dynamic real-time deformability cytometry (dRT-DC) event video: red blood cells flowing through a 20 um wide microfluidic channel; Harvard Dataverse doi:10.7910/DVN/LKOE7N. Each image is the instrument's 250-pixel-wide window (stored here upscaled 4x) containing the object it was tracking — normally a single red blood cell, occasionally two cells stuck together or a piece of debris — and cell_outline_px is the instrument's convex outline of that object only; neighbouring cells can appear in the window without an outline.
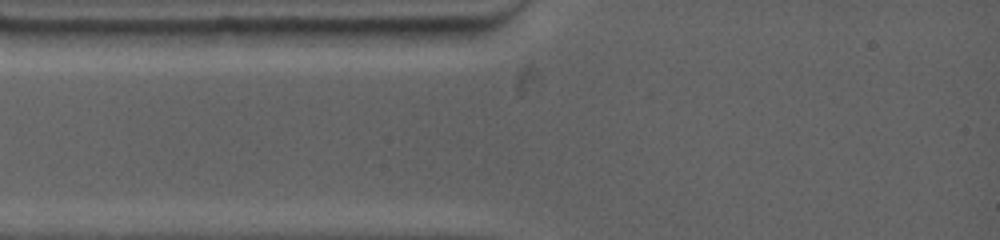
{"species": "common noctule bat (a hibernating species)", "species_latin": "Nyctalus noctula", "temperature_condition": "warm", "stored_images_in_passage": 4, "camera_frame_rate_fps": 4500, "um_per_image_px": 0.085, "animal": {"sex": "female", "body_mass_g": 19.0, "forearm_length_mm": 53.3}, "frame": {"image": 1, "passage_image": 1, "time_ms": 0.0, "image_size_px": [1000, 240], "cell_outline_px": [[476, 36], [456, 44], [416, 48], [364, 28], [472, 28], [476, 32]], "centroid_in_image_um": [36.29, 3.04], "position_along_channel_um": 48.7, "area_um2": 10.64}}